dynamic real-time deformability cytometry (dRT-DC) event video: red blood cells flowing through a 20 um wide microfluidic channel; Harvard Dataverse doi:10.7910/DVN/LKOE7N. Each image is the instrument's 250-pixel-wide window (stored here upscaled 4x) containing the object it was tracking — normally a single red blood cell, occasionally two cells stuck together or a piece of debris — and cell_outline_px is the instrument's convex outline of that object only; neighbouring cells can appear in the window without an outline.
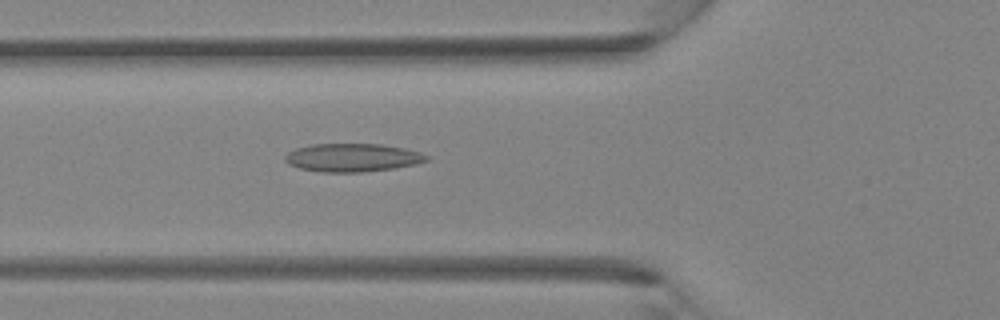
{"species": "Egyptian fruit bat (a non-hibernating species)", "species_latin": "Rousettus aegyptiacus", "temperature_condition": "room temperature", "stored_images_in_passage": 40, "camera_frame_rate_fps": 3000, "um_per_image_px": 0.085, "animal": {"sex": "female"}, "frame": {"image": 1, "passage_image": 15, "time_ms": 4.667, "image_size_px": [1000, 320], "cell_outline_px": [[432, 156], [428, 160], [416, 164], [392, 168], [364, 172], [320, 172], [300, 168], [288, 164], [284, 160], [284, 156], [288, 152], [296, 148], [312, 144], [380, 144], [404, 148], [420, 152]], "centroid_in_image_um": [29.96, 13.39], "position_along_channel_um": 95.8, "area_um2": 23.35}}
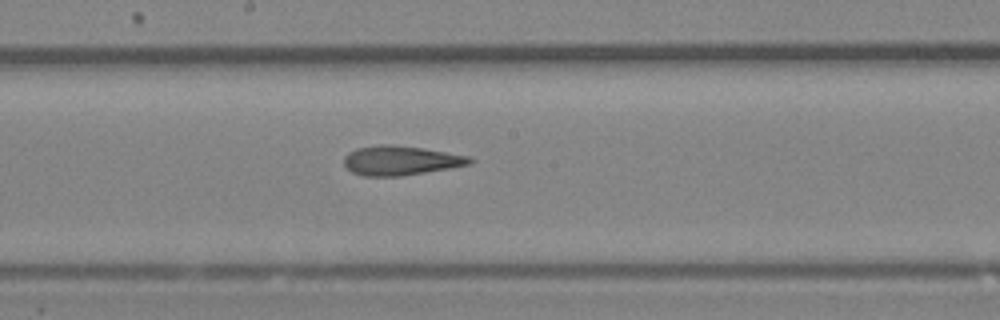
{"frame": {"image": 2, "passage_image": 22, "time_ms": 7.0, "image_size_px": [1000, 320], "cell_outline_px": [[476, 160], [472, 164], [452, 168], [400, 176], [364, 176], [352, 172], [344, 164], [344, 156], [348, 152], [356, 148], [380, 144], [388, 144], [424, 148], [468, 156]], "centroid_in_image_um": [34.07, 13.64], "position_along_channel_um": 214.1, "area_um2": 21.68}}
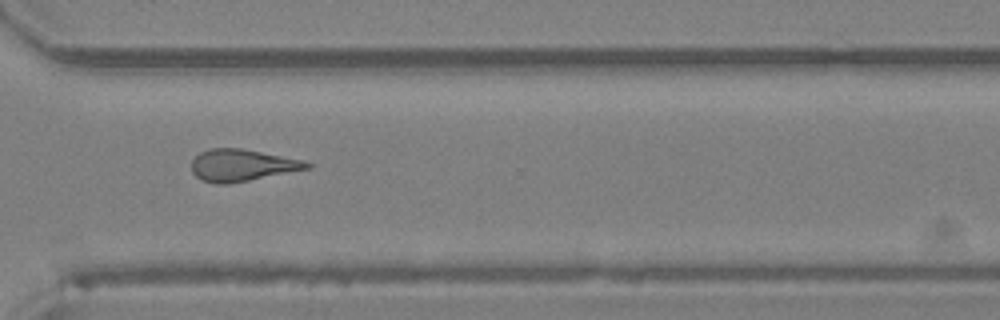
{"frame": {"image": 3, "passage_image": 30, "time_ms": 9.667, "image_size_px": [1000, 320], "cell_outline_px": [[312, 168], [228, 184], [216, 184], [204, 180], [196, 176], [192, 172], [192, 160], [200, 152], [208, 148], [240, 148], [304, 160], [312, 164]], "centroid_in_image_um": [20.58, 14.04], "position_along_channel_um": 350.0, "area_um2": 21.39}}